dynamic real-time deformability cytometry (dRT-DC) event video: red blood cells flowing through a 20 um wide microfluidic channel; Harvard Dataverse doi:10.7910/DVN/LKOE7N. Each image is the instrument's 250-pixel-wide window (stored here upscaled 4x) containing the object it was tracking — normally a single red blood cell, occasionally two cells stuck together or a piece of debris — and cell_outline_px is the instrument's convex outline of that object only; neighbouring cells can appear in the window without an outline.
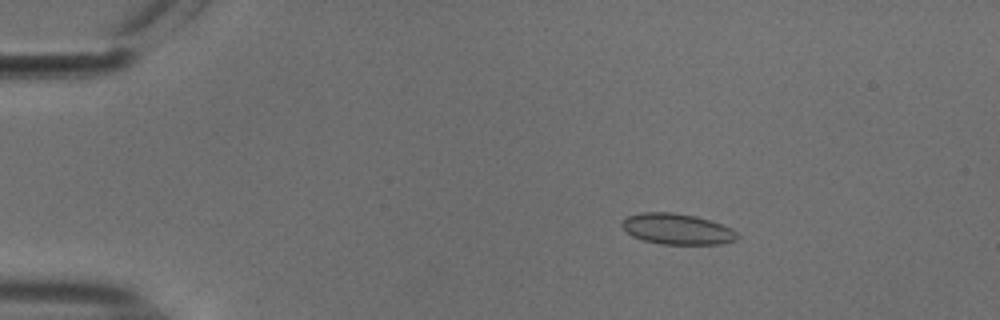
{"species": "common noctule bat (a hibernating species)", "species_latin": "Nyctalus noctula", "temperature_condition": "cold", "stored_images_in_passage": 55, "camera_frame_rate_fps": 3000, "um_per_image_px": 0.085, "animal": {"sex": "male", "body_mass_g": 18.8}, "frame": {"image": 1, "passage_image": 10, "time_ms": 3.0, "image_size_px": [1000, 320], "cell_outline_px": [[740, 236], [736, 240], [720, 244], [660, 244], [644, 240], [632, 236], [620, 224], [628, 216], [640, 212], [672, 212], [696, 216], [712, 220], [732, 228]], "centroid_in_image_um": [57.59, 19.46], "position_along_channel_um": 27.4, "area_um2": 20.81}}
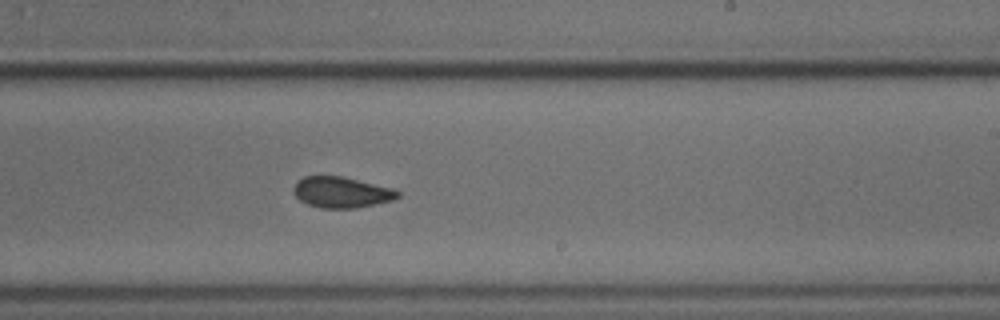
{"frame": {"image": 2, "passage_image": 34, "time_ms": 11.0, "image_size_px": [1000, 320], "cell_outline_px": [[400, 196], [392, 200], [356, 208], [320, 208], [308, 204], [300, 200], [292, 192], [292, 188], [304, 176], [340, 176], [392, 188], [400, 192]], "centroid_in_image_um": [29.01, 16.35], "position_along_channel_um": 260.0, "area_um2": 18.55}}
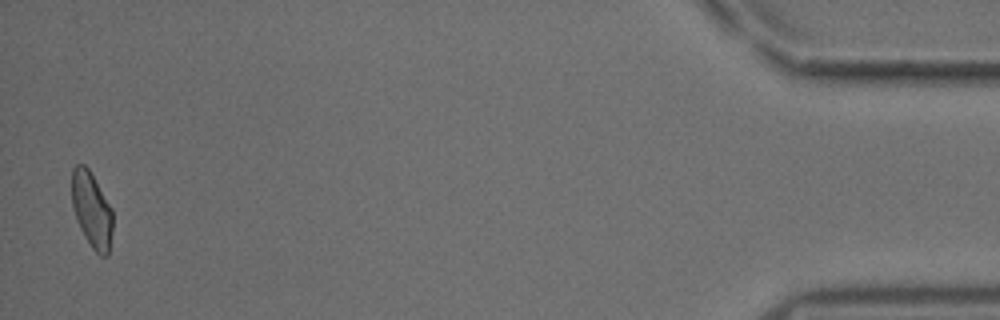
{"frame": {"image": 3, "passage_image": 54, "time_ms": 17.667, "image_size_px": [1000, 320], "cell_outline_px": [[112, 232], [108, 256], [100, 256], [92, 248], [84, 236], [80, 228], [72, 204], [72, 168], [76, 164], [84, 164], [88, 168], [112, 208]], "centroid_in_image_um": [7.8, 17.84], "position_along_channel_um": 427.4, "area_um2": 17.92}, "authors_computed_cell_mechanics": {"area_um2": 19.3052, "velocity_mm_per_s": 3.7602, "shape_relaxation_time_tau1_ms": 5.3086, "shape_relaxation_time_tau2_ms": 1.4544, "deformation_change_tau1": 0.0878, "deformation_change_tau2": 0.0537}}